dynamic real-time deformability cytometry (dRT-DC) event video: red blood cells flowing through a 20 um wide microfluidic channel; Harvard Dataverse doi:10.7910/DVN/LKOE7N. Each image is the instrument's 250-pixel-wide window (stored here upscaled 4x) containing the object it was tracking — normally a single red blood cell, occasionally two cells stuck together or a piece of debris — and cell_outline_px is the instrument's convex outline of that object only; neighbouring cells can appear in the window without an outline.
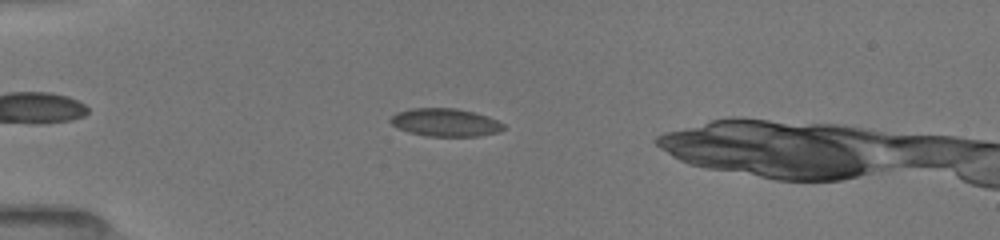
{"species": "common noctule bat (a hibernating species)", "species_latin": "Nyctalus noctula", "temperature_condition": "room temperature", "stored_images_in_passage": 47, "camera_frame_rate_fps": 3000, "um_per_image_px": 0.085, "animal": {"sex": "female", "body_mass_g": 19.5, "forearm_length_mm": 54.1}, "frame": {"image": 1, "passage_image": 13, "time_ms": 4.0, "image_size_px": [1000, 240], "cell_outline_px": [[504, 128], [496, 132], [480, 136], [424, 136], [408, 132], [392, 124], [388, 120], [396, 112], [412, 108], [456, 108], [488, 116], [504, 124]], "centroid_in_image_um": [37.82, 10.4], "position_along_channel_um": 47.2, "area_um2": 18.32}}
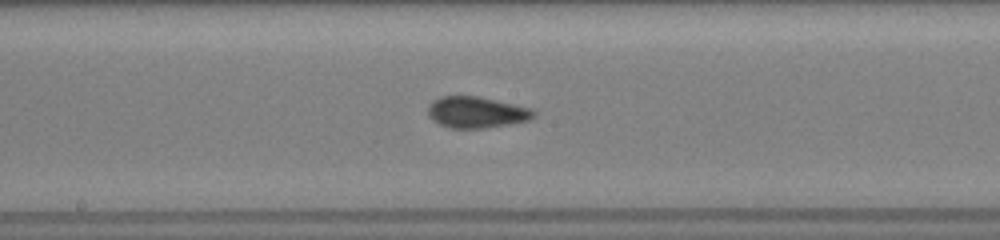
{"frame": {"image": 2, "passage_image": 27, "time_ms": 8.667, "image_size_px": [1000, 240], "cell_outline_px": [[536, 116], [528, 120], [508, 124], [484, 128], [448, 128], [432, 120], [428, 116], [428, 104], [432, 100], [440, 96], [480, 96], [532, 108], [536, 112]], "centroid_in_image_um": [40.48, 9.53], "position_along_channel_um": 207.7, "area_um2": 19.48}}
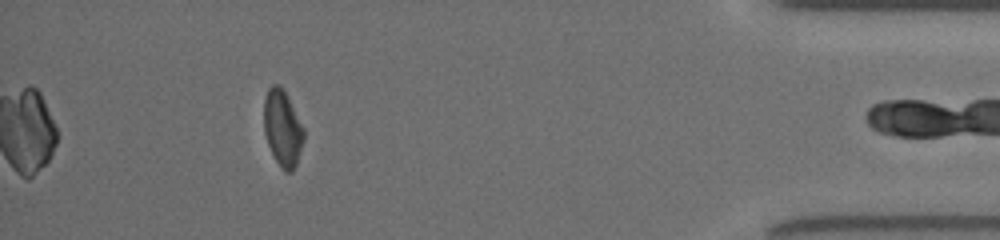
{"frame": {"image": 3, "passage_image": 46, "time_ms": 15.0, "image_size_px": [1000, 240], "cell_outline_px": [[304, 140], [296, 164], [292, 172], [284, 172], [280, 168], [268, 144], [264, 132], [264, 100], [268, 88], [272, 84], [280, 84], [284, 88], [304, 128]], "centroid_in_image_um": [24.02, 10.87], "position_along_channel_um": 411.2, "area_um2": 17.86}}